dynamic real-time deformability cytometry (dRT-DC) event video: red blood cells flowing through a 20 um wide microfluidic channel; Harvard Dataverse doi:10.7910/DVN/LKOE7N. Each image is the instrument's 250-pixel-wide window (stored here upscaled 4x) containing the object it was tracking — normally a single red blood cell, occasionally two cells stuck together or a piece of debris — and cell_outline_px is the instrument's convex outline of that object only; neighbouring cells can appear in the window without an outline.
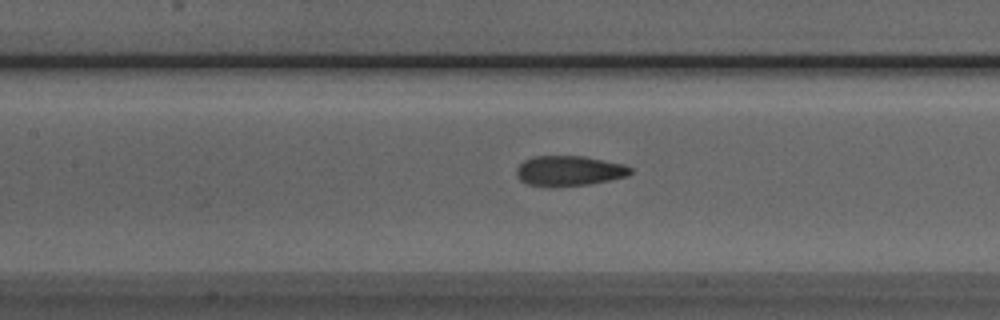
{"species": "Egyptian fruit bat (a non-hibernating species)", "species_latin": "Rousettus aegyptiacus", "temperature_condition": "room temperature", "stored_images_in_passage": 37, "camera_frame_rate_fps": 3000, "um_per_image_px": 0.085, "animal": {"sex": "male"}, "frame": {"image": 1, "passage_image": 13, "time_ms": 4.0, "image_size_px": [1000, 320], "cell_outline_px": [[632, 172], [628, 176], [588, 184], [552, 188], [548, 188], [528, 184], [520, 180], [516, 176], [516, 168], [524, 160], [532, 156], [584, 156], [624, 164], [632, 168]], "centroid_in_image_um": [48.34, 14.53], "position_along_channel_um": 159.1, "area_um2": 20.35}}
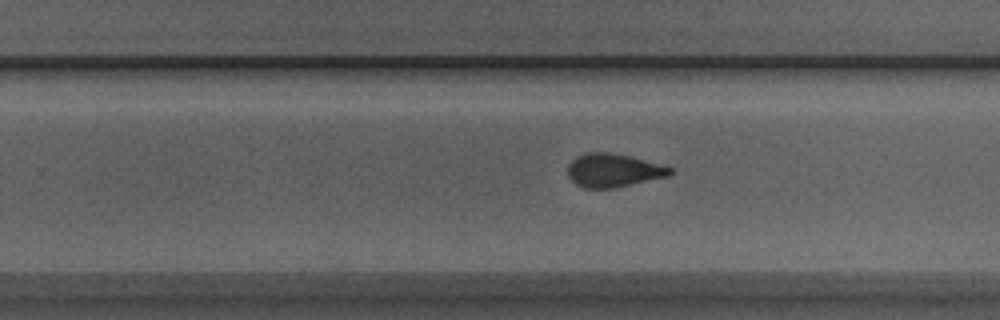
{"frame": {"image": 2, "passage_image": 22, "time_ms": 7.0, "image_size_px": [1000, 320], "cell_outline_px": [[676, 168], [668, 176], [616, 188], [584, 188], [576, 184], [568, 176], [568, 164], [576, 156], [584, 152], [608, 152], [628, 156]], "centroid_in_image_um": [52.13, 14.48], "position_along_channel_um": 277.7, "area_um2": 20.0}}
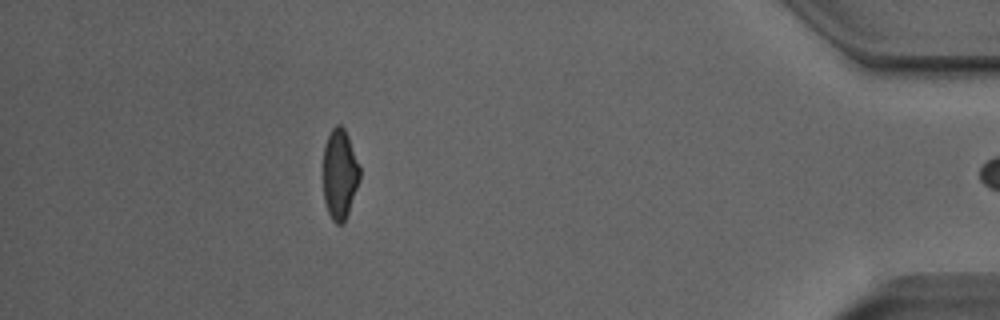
{"frame": {"image": 3, "passage_image": 36, "time_ms": 11.667, "image_size_px": [1000, 320], "cell_outline_px": [[360, 180], [344, 224], [336, 224], [332, 220], [328, 212], [324, 200], [324, 144], [332, 128], [336, 124], [340, 124], [344, 128], [348, 136], [360, 168]], "centroid_in_image_um": [28.88, 14.81], "position_along_channel_um": 406.3, "area_um2": 19.19}, "authors_computed_cell_mechanics": {"area_um2": 20.2878, "velocity_mm_per_s": 3.9693, "shape_relaxation_time_tau1_ms": 9.0256, "shape_relaxation_time_tau2_ms": 1.6474, "deformation_change_tau1": 0.2025, "deformation_change_tau2": 0.09}}